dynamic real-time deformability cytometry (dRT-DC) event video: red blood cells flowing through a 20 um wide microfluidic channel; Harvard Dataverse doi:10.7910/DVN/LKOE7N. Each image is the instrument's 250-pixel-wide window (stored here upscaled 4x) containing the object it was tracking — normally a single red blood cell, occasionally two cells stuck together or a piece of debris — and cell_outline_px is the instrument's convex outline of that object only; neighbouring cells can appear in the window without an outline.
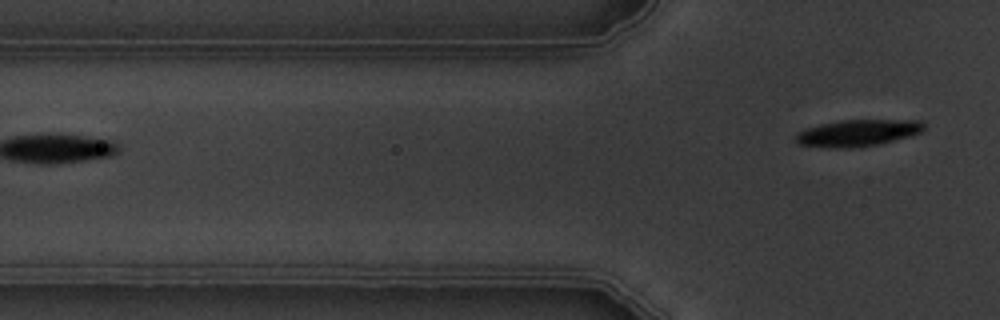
{"species": "common noctule bat (a hibernating species)", "species_latin": "Nyctalus noctula", "temperature_condition": "warm", "stored_images_in_passage": 5, "camera_frame_rate_fps": 3000, "um_per_image_px": 0.085, "animal": {"sex": "male", "body_mass_g": 19.5, "forearm_length_mm": 54.6}, "frame": {"image": 1, "passage_image": 5, "time_ms": 4.667, "image_size_px": [1000, 320], "cell_outline_px": [[924, 128], [920, 132], [908, 136], [876, 144], [848, 148], [844, 148], [800, 144], [796, 140], [796, 132], [804, 128], [820, 124], [840, 120], [920, 120], [924, 124]], "centroid_in_image_um": [72.88, 11.27], "position_along_channel_um": 52.9, "area_um2": 19.48}}